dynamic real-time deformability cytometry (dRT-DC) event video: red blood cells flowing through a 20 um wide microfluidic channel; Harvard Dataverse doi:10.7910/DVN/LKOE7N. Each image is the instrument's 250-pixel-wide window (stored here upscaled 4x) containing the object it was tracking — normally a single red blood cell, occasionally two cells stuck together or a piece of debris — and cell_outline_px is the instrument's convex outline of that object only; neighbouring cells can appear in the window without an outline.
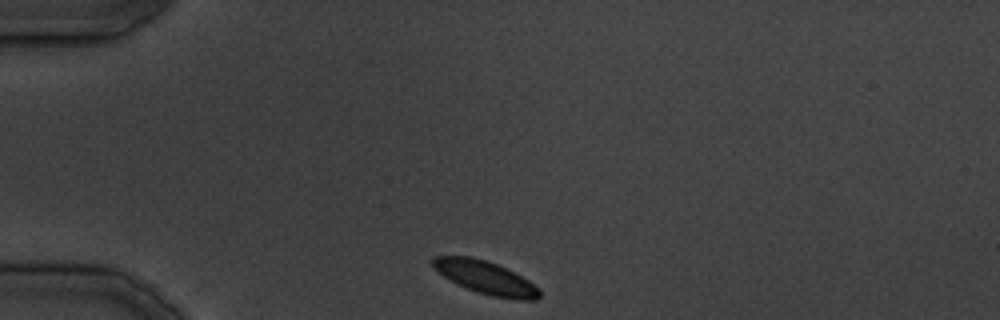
{"species": "common noctule bat (a hibernating species)", "species_latin": "Nyctalus noctula", "temperature_condition": "cold", "stored_images_in_passage": 29, "camera_frame_rate_fps": 3000, "um_per_image_px": 0.085, "animal": {"sex": "male", "body_mass_g": 19.5, "forearm_length_mm": 54.6}, "frame": {"image": 1, "passage_image": 1, "time_ms": 0.0, "image_size_px": [1000, 320], "cell_outline_px": [[540, 296], [536, 300], [520, 300], [492, 296], [476, 292], [456, 284], [444, 276], [432, 264], [432, 256], [472, 256], [496, 264], [528, 280], [540, 288]], "centroid_in_image_um": [41.28, 23.6], "position_along_channel_um": 43.7, "area_um2": 20.29}}
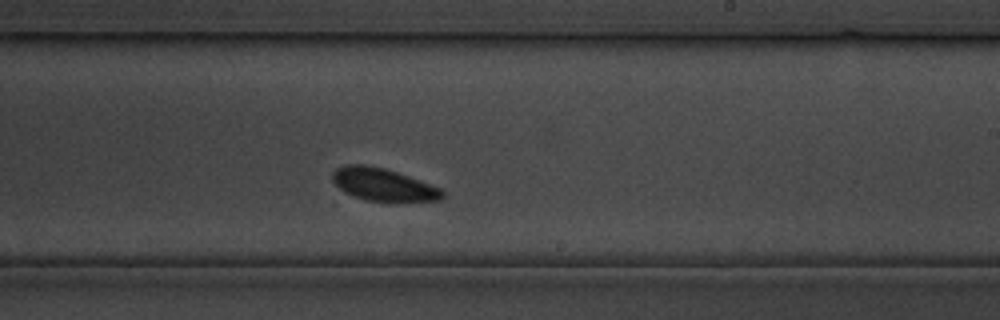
{"frame": {"image": 2, "passage_image": 15, "time_ms": 17.0, "image_size_px": [1000, 320], "cell_outline_px": [[444, 196], [440, 200], [368, 200], [352, 196], [344, 192], [332, 180], [332, 172], [336, 168], [344, 164], [364, 164], [384, 168], [408, 176], [440, 188], [444, 192]], "centroid_in_image_um": [32.51, 15.66], "position_along_channel_um": 256.5, "area_um2": 20.4}}
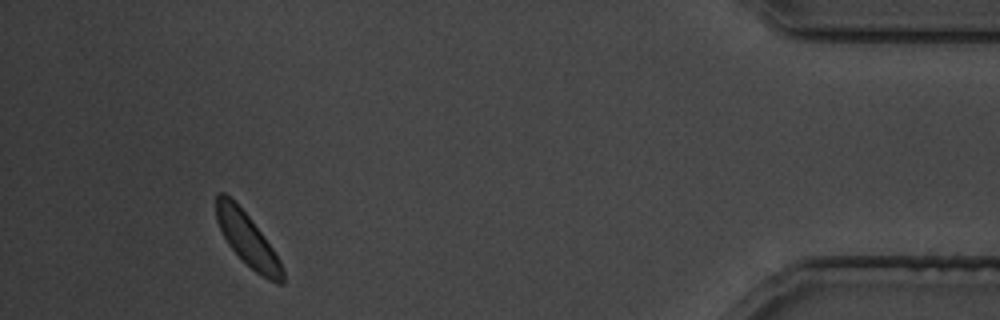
{"frame": {"image": 3, "passage_image": 27, "time_ms": 31.667, "image_size_px": [1000, 320], "cell_outline_px": [[284, 284], [276, 284], [268, 280], [256, 272], [228, 244], [216, 220], [216, 196], [220, 192], [224, 192], [248, 216], [272, 248], [280, 260], [284, 272]], "centroid_in_image_um": [21.05, 20.39], "position_along_channel_um": 414.1, "area_um2": 19.83}}